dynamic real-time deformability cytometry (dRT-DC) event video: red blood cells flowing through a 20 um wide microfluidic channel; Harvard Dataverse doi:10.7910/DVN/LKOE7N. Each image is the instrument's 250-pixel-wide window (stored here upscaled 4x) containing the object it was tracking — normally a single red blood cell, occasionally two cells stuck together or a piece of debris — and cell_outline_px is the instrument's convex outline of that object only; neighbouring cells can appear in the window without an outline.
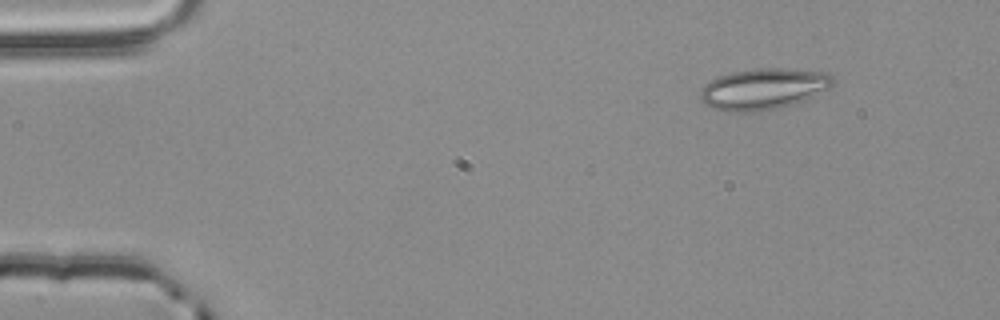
{"species": "common noctule bat (a hibernating species)", "species_latin": "Nyctalus noctula", "temperature_condition": "room temperature", "stored_images_in_passage": 3, "camera_frame_rate_fps": 3000, "um_per_image_px": 0.085, "animal": {"sex": "male", "body_mass_g": 20.4}, "frame": {"image": 1, "passage_image": 1, "time_ms": 0.0, "image_size_px": [1000, 320], "cell_outline_px": [[836, 80], [828, 88], [804, 100], [780, 108], [752, 112], [724, 112], [712, 108], [704, 104], [700, 100], [700, 92], [704, 84], [720, 76], [736, 72], [756, 68], [780, 68], [828, 72]], "centroid_in_image_um": [64.87, 7.57], "position_along_channel_um": 20.1, "area_um2": 31.79}}